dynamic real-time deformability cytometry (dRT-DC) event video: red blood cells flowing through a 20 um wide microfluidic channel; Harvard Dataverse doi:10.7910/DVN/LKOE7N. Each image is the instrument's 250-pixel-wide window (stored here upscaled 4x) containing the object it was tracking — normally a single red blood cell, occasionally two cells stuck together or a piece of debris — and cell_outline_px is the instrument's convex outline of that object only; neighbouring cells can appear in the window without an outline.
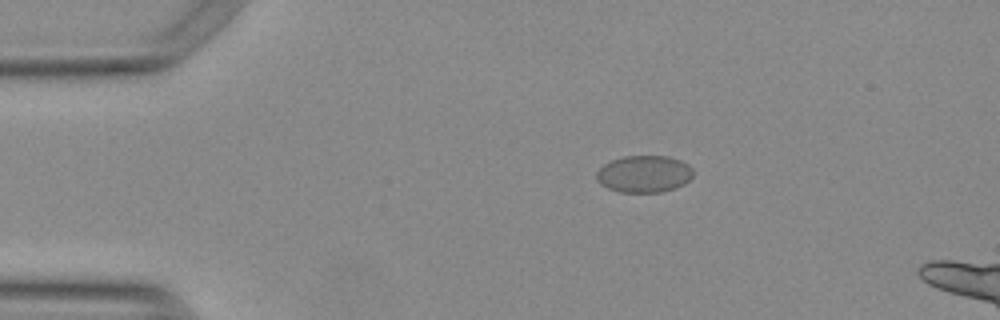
{"species": "Egyptian fruit bat (a non-hibernating species)", "species_latin": "Rousettus aegyptiacus", "temperature_condition": "warm", "stored_images_in_passage": 7, "camera_frame_rate_fps": 3000, "um_per_image_px": 0.085, "animal": {"sex": "female"}, "frame": {"image": 1, "passage_image": 1, "time_ms": 0.0, "image_size_px": [1000, 320], "cell_outline_px": [[692, 176], [684, 184], [676, 188], [660, 192], [620, 192], [608, 188], [600, 184], [596, 180], [596, 172], [604, 164], [612, 160], [624, 156], [668, 156], [680, 160], [688, 164], [692, 168]], "centroid_in_image_um": [54.73, 14.79], "position_along_channel_um": 30.3, "area_um2": 20.87}}